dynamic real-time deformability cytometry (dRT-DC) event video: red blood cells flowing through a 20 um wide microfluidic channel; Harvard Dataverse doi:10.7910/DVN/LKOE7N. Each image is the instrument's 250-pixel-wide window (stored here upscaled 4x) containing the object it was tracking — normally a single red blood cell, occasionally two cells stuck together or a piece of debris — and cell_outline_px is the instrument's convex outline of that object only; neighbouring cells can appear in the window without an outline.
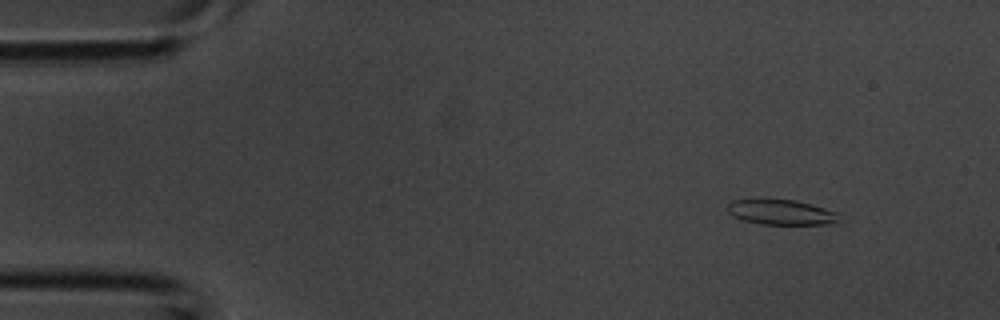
{"species": "common noctule bat (a hibernating species)", "species_latin": "Nyctalus noctula", "temperature_condition": "room temperature", "stored_images_in_passage": 3, "camera_frame_rate_fps": 3000, "um_per_image_px": 0.085, "animal": {"sex": "male", "body_mass_g": 20.1, "forearm_length_mm": 53.5}, "frame": {"image": 1, "passage_image": 1, "time_ms": 0.0, "image_size_px": [1000, 320], "cell_outline_px": [[840, 224], [760, 224], [744, 220], [732, 216], [724, 208], [732, 200], [764, 196], [796, 200], [824, 208], [836, 212], [840, 220]], "centroid_in_image_um": [66.32, 17.99], "position_along_channel_um": 18.7, "area_um2": 17.22}}